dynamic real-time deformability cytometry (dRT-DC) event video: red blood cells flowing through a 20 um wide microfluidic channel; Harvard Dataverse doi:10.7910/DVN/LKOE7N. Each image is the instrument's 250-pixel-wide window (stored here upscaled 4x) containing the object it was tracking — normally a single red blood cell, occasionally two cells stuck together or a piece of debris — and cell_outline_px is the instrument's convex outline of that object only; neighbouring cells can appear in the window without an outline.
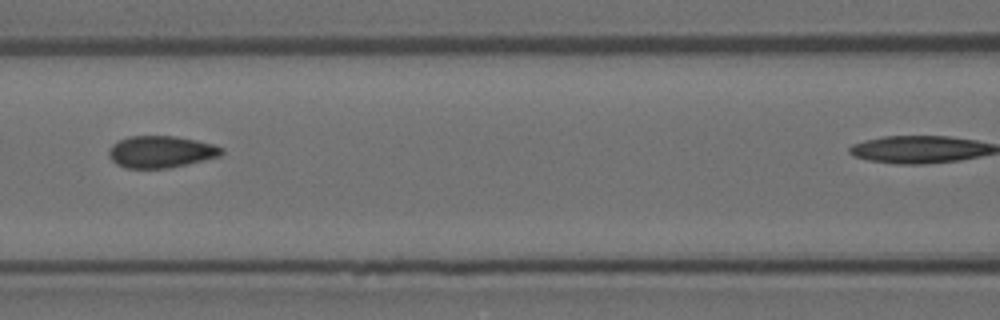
{"species": "Egyptian fruit bat (a non-hibernating species)", "species_latin": "Rousettus aegyptiacus", "temperature_condition": "room temperature", "stored_images_in_passage": 5, "camera_frame_rate_fps": 3000, "um_per_image_px": 0.085, "animal": {"sex": "female"}, "frame": {"image": 1, "passage_image": 3, "time_ms": 0.667, "image_size_px": [1000, 320], "cell_outline_px": [[224, 152], [220, 156], [204, 160], [168, 168], [124, 168], [116, 164], [108, 156], [108, 152], [112, 144], [128, 136], [176, 136], [196, 140], [212, 144], [224, 148]], "centroid_in_image_um": [13.66, 12.9], "position_along_channel_um": 152.9, "area_um2": 20.98}}